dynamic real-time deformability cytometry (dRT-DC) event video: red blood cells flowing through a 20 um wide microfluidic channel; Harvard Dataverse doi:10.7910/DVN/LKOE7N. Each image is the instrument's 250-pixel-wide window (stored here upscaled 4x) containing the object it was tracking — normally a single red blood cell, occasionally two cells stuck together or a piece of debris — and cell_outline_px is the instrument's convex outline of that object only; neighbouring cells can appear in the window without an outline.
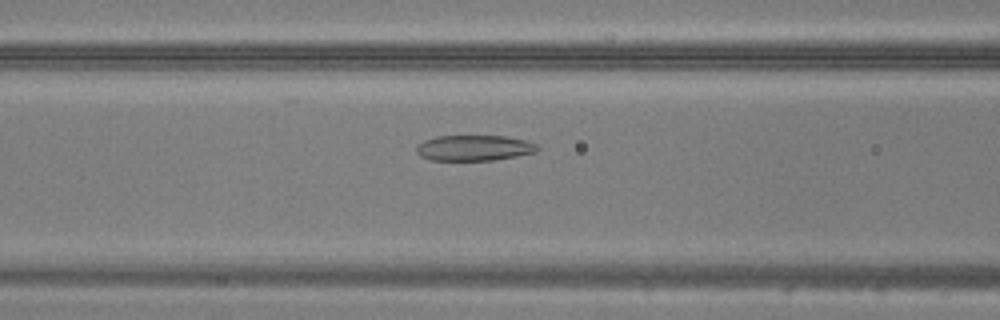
{"species": "common noctule bat (a hibernating species)", "species_latin": "Nyctalus noctula", "temperature_condition": "warm", "stored_images_in_passage": 46, "camera_frame_rate_fps": 3000, "um_per_image_px": 0.085, "animal": {"sex": "male", "body_mass_g": 20.5, "forearm_length_mm": 52.5}, "frame": {"image": 1, "passage_image": 18, "time_ms": 5.667, "image_size_px": [1000, 320], "cell_outline_px": [[540, 148], [536, 152], [516, 156], [492, 160], [428, 160], [420, 156], [416, 152], [416, 144], [424, 140], [436, 136], [508, 136], [528, 140], [536, 144]], "centroid_in_image_um": [40.29, 12.57], "position_along_channel_um": 126.3, "area_um2": 18.26}}
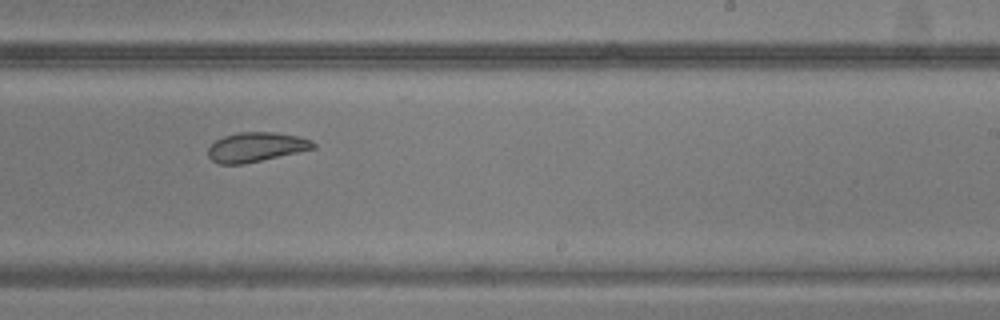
{"frame": {"image": 2, "passage_image": 28, "time_ms": 9.0, "image_size_px": [1000, 320], "cell_outline_px": [[316, 148], [300, 152], [244, 164], [220, 164], [212, 160], [208, 156], [208, 148], [216, 140], [224, 136], [240, 132], [276, 132], [296, 136], [312, 140], [316, 144]], "centroid_in_image_um": [21.79, 12.5], "position_along_channel_um": 267.2, "area_um2": 18.09}}
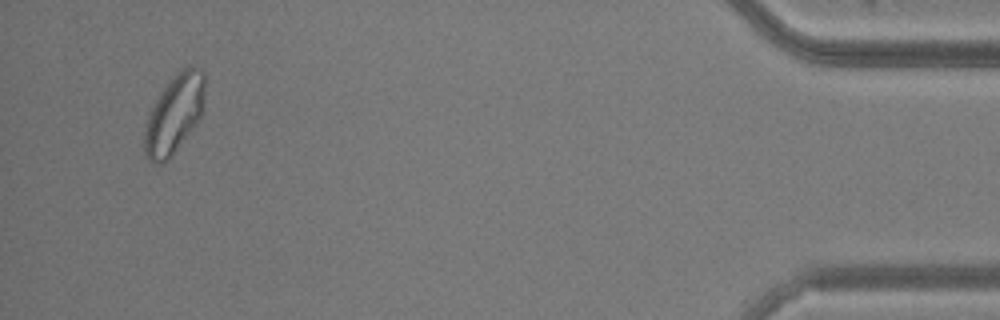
{"frame": {"image": 3, "passage_image": 44, "time_ms": 14.333, "image_size_px": [1000, 320], "cell_outline_px": [[204, 104], [200, 120], [168, 160], [164, 164], [160, 164], [148, 160], [144, 148], [144, 132], [148, 116], [160, 92], [176, 72], [180, 68], [188, 64], [192, 64], [204, 72]], "centroid_in_image_um": [14.84, 9.67], "position_along_channel_um": 420.4, "area_um2": 27.86}}